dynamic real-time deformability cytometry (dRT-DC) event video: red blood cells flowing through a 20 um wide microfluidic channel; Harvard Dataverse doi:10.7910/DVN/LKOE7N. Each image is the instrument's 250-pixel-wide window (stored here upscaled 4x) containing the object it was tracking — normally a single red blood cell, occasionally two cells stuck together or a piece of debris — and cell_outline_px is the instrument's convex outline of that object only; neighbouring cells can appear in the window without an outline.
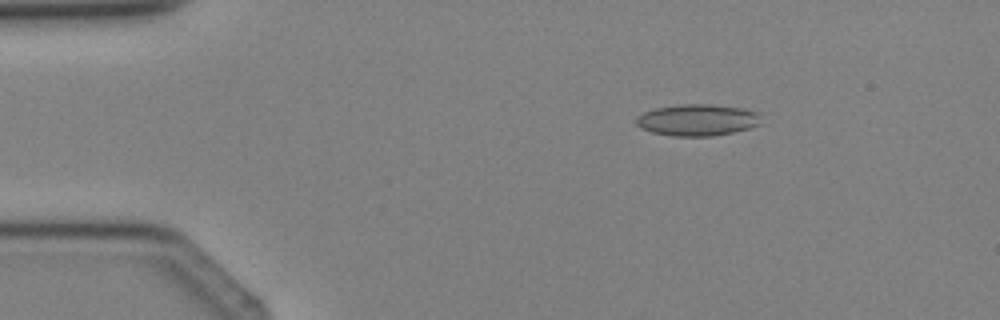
{"species": "Egyptian fruit bat (a non-hibernating species)", "species_latin": "Rousettus aegyptiacus", "temperature_condition": "cold", "stored_images_in_passage": 3, "camera_frame_rate_fps": 3000, "um_per_image_px": 0.085, "animal": {"sex": "female"}, "frame": {"image": 1, "passage_image": 2, "time_ms": 1.0, "image_size_px": [1000, 320], "cell_outline_px": [[764, 124], [732, 132], [712, 136], [672, 136], [652, 132], [640, 128], [636, 124], [636, 116], [644, 112], [656, 108], [680, 104], [712, 104], [744, 108], [760, 112]], "centroid_in_image_um": [59.33, 10.19], "position_along_channel_um": 25.7, "area_um2": 23.35}}